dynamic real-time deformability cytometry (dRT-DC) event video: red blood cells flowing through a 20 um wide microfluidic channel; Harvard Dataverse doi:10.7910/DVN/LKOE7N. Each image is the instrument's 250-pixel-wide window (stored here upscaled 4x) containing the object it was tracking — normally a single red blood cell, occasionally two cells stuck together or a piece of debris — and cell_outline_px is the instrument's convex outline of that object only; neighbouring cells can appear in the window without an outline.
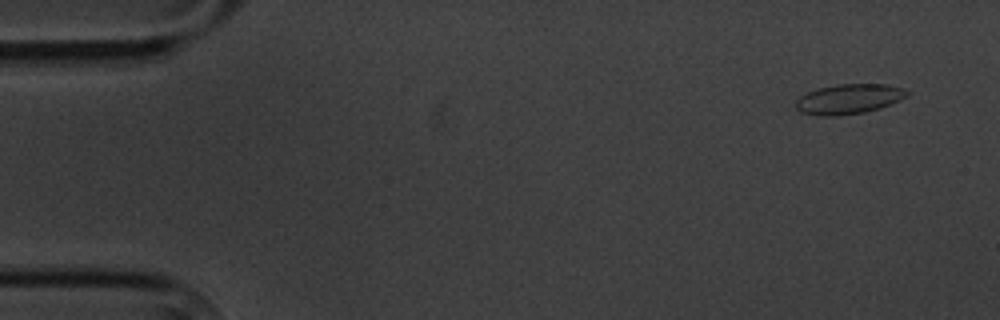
{"species": "common noctule bat (a hibernating species)", "species_latin": "Nyctalus noctula", "temperature_condition": "cold", "stored_images_in_passage": 5, "camera_frame_rate_fps": 3000, "um_per_image_px": 0.085, "animal": {"sex": "male", "body_mass_g": 20.1, "forearm_length_mm": 53.5}, "frame": {"image": 1, "passage_image": 2, "time_ms": 1.0, "image_size_px": [1000, 320], "cell_outline_px": [[912, 92], [908, 96], [900, 100], [880, 108], [864, 112], [836, 116], [820, 116], [800, 112], [796, 108], [796, 100], [800, 96], [816, 88], [836, 84], [888, 84], [904, 88]], "centroid_in_image_um": [72.18, 8.4], "position_along_channel_um": 12.8, "area_um2": 19.65}}